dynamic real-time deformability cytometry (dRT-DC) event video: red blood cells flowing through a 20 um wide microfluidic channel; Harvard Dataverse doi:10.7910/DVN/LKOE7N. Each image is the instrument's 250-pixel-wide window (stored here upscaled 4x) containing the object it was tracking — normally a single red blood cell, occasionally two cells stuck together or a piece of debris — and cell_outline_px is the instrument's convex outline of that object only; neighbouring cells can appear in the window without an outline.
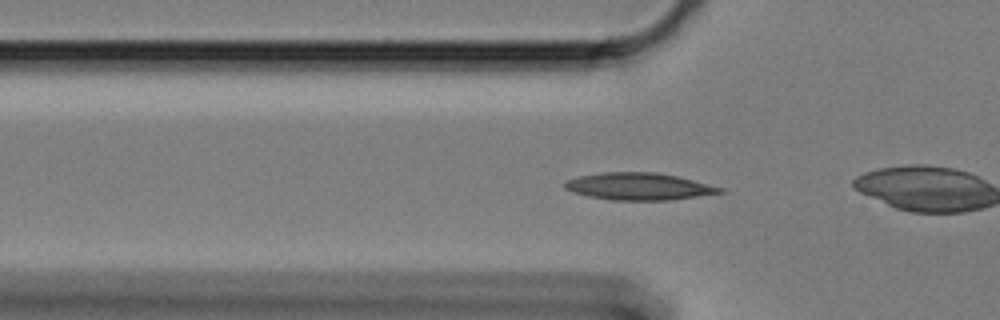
{"species": "Egyptian fruit bat (a non-hibernating species)", "species_latin": "Rousettus aegyptiacus", "temperature_condition": "cold", "stored_images_in_passage": 61, "camera_frame_rate_fps": 3000, "um_per_image_px": 0.085, "animal": {"sex": "female"}, "frame": {"image": 1, "passage_image": 19, "time_ms": 6.0, "image_size_px": [1000, 320], "cell_outline_px": [[724, 192], [672, 200], [612, 200], [588, 196], [572, 192], [564, 188], [564, 184], [568, 180], [580, 176], [604, 172], [656, 172], [676, 176], [724, 188]], "centroid_in_image_um": [54.29, 15.85], "position_along_channel_um": 71.5, "area_um2": 24.33}}
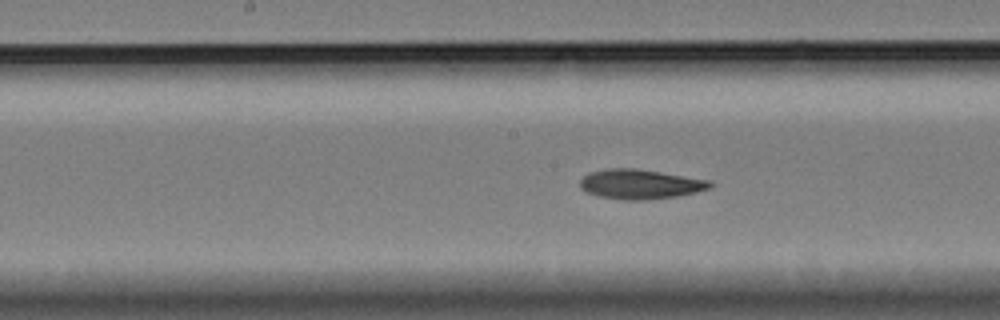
{"frame": {"image": 2, "passage_image": 30, "time_ms": 9.667, "image_size_px": [1000, 320], "cell_outline_px": [[716, 184], [712, 188], [680, 196], [648, 200], [624, 200], [600, 196], [588, 192], [580, 188], [580, 180], [588, 172], [608, 168], [636, 168], [712, 180]], "centroid_in_image_um": [54.49, 15.65], "position_along_channel_um": 193.7, "area_um2": 22.83}}
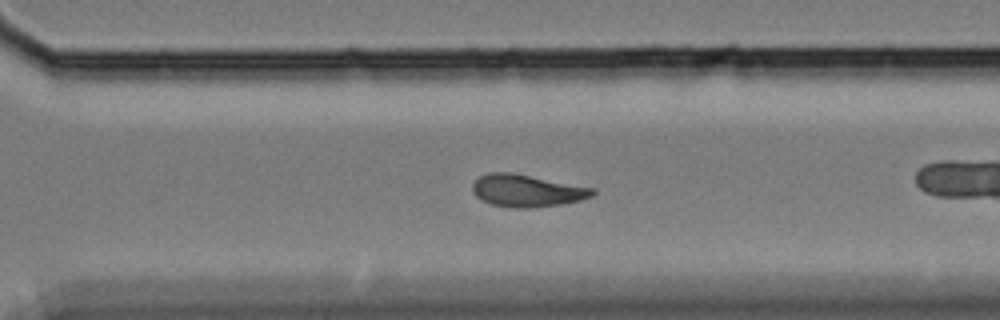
{"frame": {"image": 3, "passage_image": 42, "time_ms": 13.667, "image_size_px": [1000, 320], "cell_outline_px": [[596, 192], [592, 196], [580, 200], [560, 204], [528, 208], [512, 208], [492, 204], [480, 200], [472, 192], [472, 184], [480, 176], [488, 172], [512, 172], [596, 188]], "centroid_in_image_um": [44.77, 16.2], "position_along_channel_um": 325.8, "area_um2": 22.72}, "authors_computed_cell_mechanics": {"area_um2": 22.3686, "velocity_mm_per_s": 3.3182, "shape_relaxation_time_tau1_ms": 3.6038, "shape_relaxation_time_tau2_ms": 5.7155, "deformation_change_tau1": 0.1317, "deformation_change_tau2": 0.1186}}